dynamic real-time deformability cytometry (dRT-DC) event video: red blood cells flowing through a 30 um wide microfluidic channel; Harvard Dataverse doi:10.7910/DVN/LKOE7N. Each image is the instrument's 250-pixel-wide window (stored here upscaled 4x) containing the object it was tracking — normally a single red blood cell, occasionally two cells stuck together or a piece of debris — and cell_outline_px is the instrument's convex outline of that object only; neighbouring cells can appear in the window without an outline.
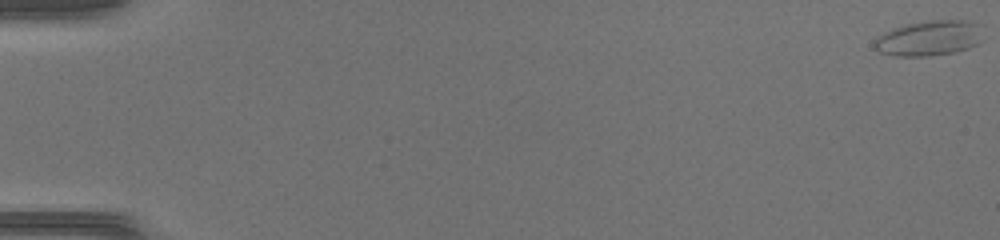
{"species": "common noctule bat (a hibernating species)", "species_latin": "Nyctalus noctula", "temperature_condition": "warm", "stored_images_in_passage": 48, "camera_frame_rate_fps": 3000, "um_per_image_px": 0.085, "animal": {"sex": "female", "body_mass_g": 17.0, "forearm_length_mm": 48.0}, "frame": {"image": 1, "passage_image": 1, "time_ms": 0.0, "image_size_px": [1000, 240], "cell_outline_px": [[976, 44], [968, 48], [952, 52], [928, 56], [896, 56], [880, 52], [876, 48], [872, 40], [876, 36], [892, 28], [908, 24], [932, 20], [964, 20], [976, 24]], "centroid_in_image_um": [78.81, 3.25], "position_along_channel_um": 6.2, "area_um2": 21.56}}
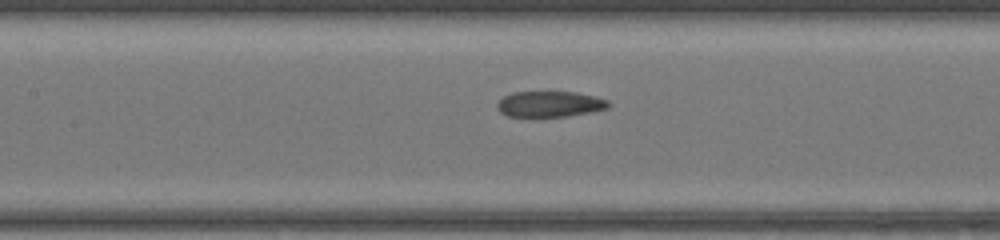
{"frame": {"image": 2, "passage_image": 24, "time_ms": 7.667, "image_size_px": [1000, 240], "cell_outline_px": [[612, 104], [608, 108], [568, 116], [508, 116], [500, 112], [496, 108], [496, 104], [504, 96], [512, 92], [576, 92], [596, 96], [608, 100]], "centroid_in_image_um": [46.74, 8.83], "position_along_channel_um": 160.7, "area_um2": 16.7}}
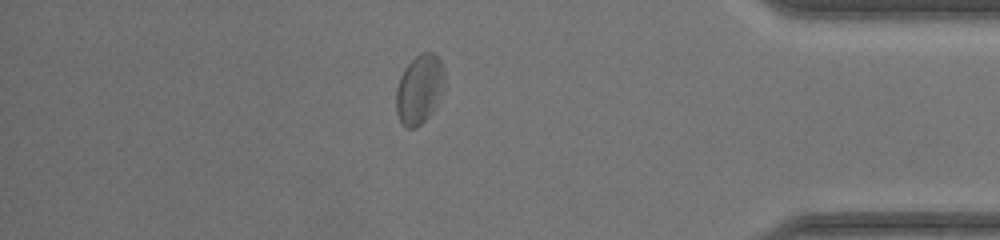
{"frame": {"image": 3, "passage_image": 42, "time_ms": 13.667, "image_size_px": [1000, 240], "cell_outline_px": [[444, 88], [432, 112], [420, 124], [412, 128], [404, 128], [396, 112], [396, 88], [400, 76], [404, 68], [420, 52], [436, 52], [444, 68]], "centroid_in_image_um": [35.65, 7.55], "position_along_channel_um": 399.6, "area_um2": 19.65}}